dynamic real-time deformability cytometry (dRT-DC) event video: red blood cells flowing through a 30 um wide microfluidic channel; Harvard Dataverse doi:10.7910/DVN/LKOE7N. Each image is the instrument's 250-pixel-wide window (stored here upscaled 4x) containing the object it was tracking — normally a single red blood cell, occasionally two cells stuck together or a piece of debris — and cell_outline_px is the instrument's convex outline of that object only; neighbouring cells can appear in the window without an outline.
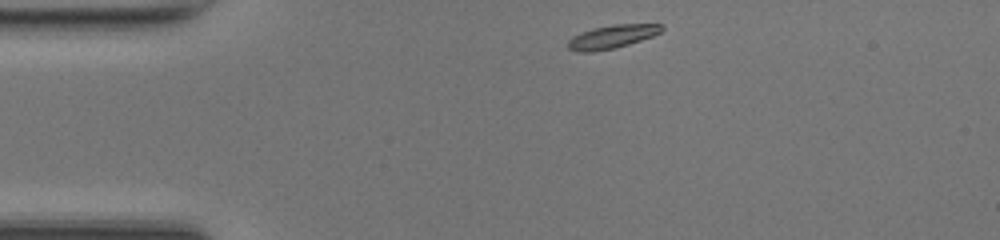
{"species": "common noctule bat (a hibernating species)", "species_latin": "Nyctalus noctula", "temperature_condition": "room temperature", "stored_images_in_passage": 40, "camera_frame_rate_fps": 3000, "um_per_image_px": 0.085, "animal": {"sex": "female", "body_mass_g": 17.0, "forearm_length_mm": 48.0}, "frame": {"image": 1, "passage_image": 1, "time_ms": 0.0, "image_size_px": [1000, 240], "cell_outline_px": [[664, 28], [660, 32], [652, 36], [628, 44], [612, 48], [592, 52], [576, 52], [568, 48], [568, 40], [572, 36], [592, 28], [612, 24], [664, 24]], "centroid_in_image_um": [52.0, 3.11], "position_along_channel_um": 33.0, "area_um2": 12.72}}
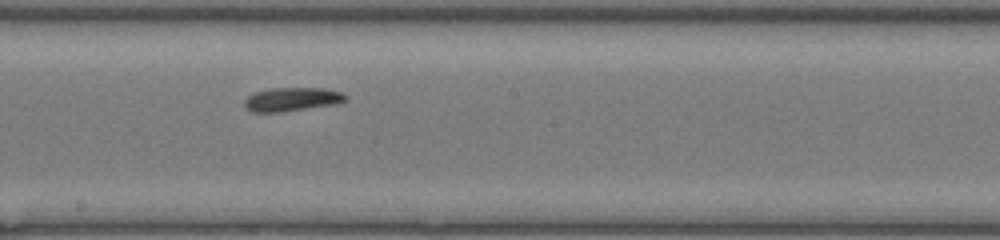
{"frame": {"image": 2, "passage_image": 18, "time_ms": 5.667, "image_size_px": [1000, 240], "cell_outline_px": [[348, 100], [332, 104], [280, 112], [252, 112], [244, 104], [244, 100], [248, 96], [256, 92], [268, 88], [328, 88], [340, 92], [348, 96]], "centroid_in_image_um": [24.82, 8.42], "position_along_channel_um": 223.4, "area_um2": 13.81}}
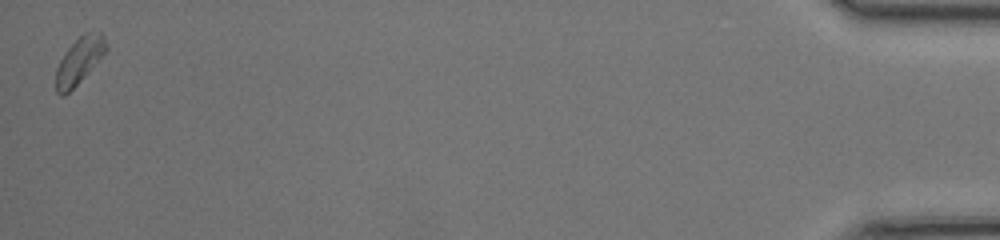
{"frame": {"image": 3, "passage_image": 40, "time_ms": 13.0, "image_size_px": [1000, 240], "cell_outline_px": [[108, 48], [80, 80], [64, 96], [60, 96], [56, 92], [56, 68], [64, 52], [84, 32], [100, 32], [104, 36]], "centroid_in_image_um": [6.71, 5.14], "position_along_channel_um": 428.5, "area_um2": 13.18}, "authors_computed_cell_mechanics": {"area_um2": 13.4385, "velocity_mm_per_s": 4.1785, "shape_relaxation_time_tau1_ms": 2.589, "shape_relaxation_time_tau2_ms": 3.493, "deformation_change_tau1": 0.0846, "deformation_change_tau2": 0.0861}}